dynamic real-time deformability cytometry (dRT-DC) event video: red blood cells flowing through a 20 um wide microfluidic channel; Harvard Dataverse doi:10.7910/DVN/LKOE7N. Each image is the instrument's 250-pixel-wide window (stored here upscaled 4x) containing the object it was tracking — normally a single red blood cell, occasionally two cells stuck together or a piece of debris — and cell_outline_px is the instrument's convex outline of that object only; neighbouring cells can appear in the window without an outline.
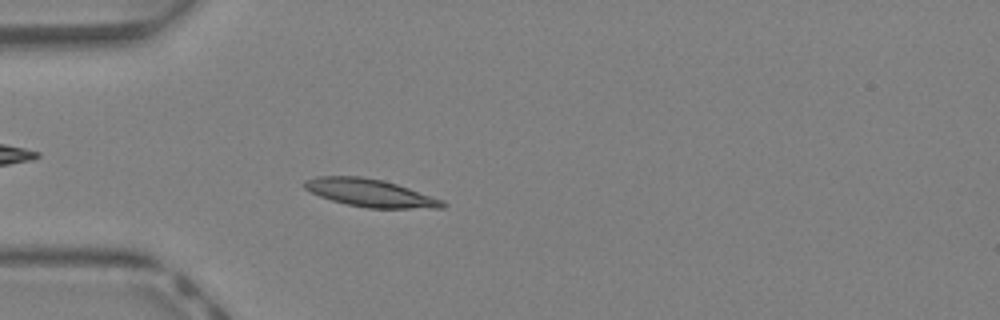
{"species": "Egyptian fruit bat (a non-hibernating species)", "species_latin": "Rousettus aegyptiacus", "temperature_condition": "warm", "stored_images_in_passage": 31, "camera_frame_rate_fps": 3000, "um_per_image_px": 0.085, "animal": {"sex": "female"}, "frame": {"image": 1, "passage_image": 1, "time_ms": 0.0, "image_size_px": [1000, 320], "cell_outline_px": [[448, 204], [444, 208], [368, 208], [348, 204], [332, 200], [320, 196], [304, 188], [300, 184], [304, 180], [316, 176], [360, 176], [384, 180], [444, 200]], "centroid_in_image_um": [31.46, 16.39], "position_along_channel_um": 53.5, "area_um2": 22.31}}
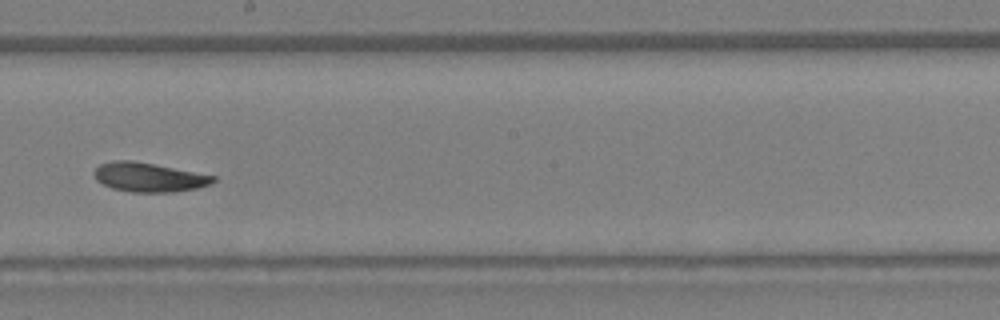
{"frame": {"image": 2, "passage_image": 13, "time_ms": 4.0, "image_size_px": [1000, 320], "cell_outline_px": [[216, 180], [212, 184], [196, 188], [172, 192], [132, 192], [112, 188], [96, 180], [92, 172], [100, 164], [112, 160], [132, 160], [216, 176]], "centroid_in_image_um": [12.63, 15.06], "position_along_channel_um": 235.6, "area_um2": 20.17}}
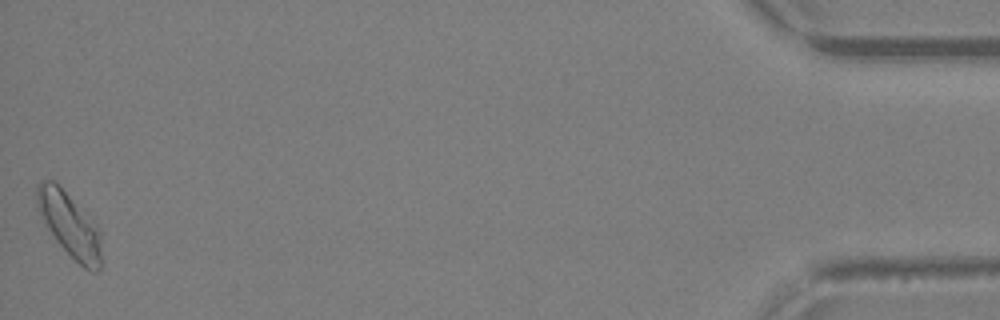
{"frame": {"image": 3, "passage_image": 31, "time_ms": 10.0, "image_size_px": [1000, 320], "cell_outline_px": [[100, 268], [96, 272], [92, 272], [84, 268], [56, 240], [48, 228], [36, 208], [36, 184], [40, 180], [52, 180], [100, 228]], "centroid_in_image_um": [5.89, 19.1], "position_along_channel_um": 429.3, "area_um2": 23.47}, "authors_computed_cell_mechanics": {"area_um2": 20.4612, "velocity_mm_per_s": 4.8087, "shape_relaxation_time_tau1_ms": 10.3757, "shape_relaxation_time_tau2_ms": 6.4433, "deformation_change_tau1": 0.2322, "deformation_change_tau2": 0.1339}}